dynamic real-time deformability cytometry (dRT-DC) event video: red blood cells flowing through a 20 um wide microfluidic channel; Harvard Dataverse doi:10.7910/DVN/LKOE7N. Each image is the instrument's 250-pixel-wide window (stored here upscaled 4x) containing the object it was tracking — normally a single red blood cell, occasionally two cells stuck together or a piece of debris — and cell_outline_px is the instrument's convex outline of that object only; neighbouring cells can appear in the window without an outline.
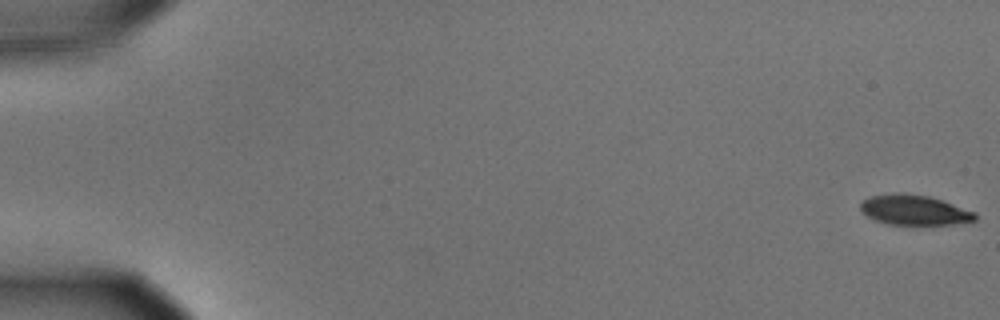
{"species": "common noctule bat (a hibernating species)", "species_latin": "Nyctalus noctula", "temperature_condition": "cold", "stored_images_in_passage": 58, "camera_frame_rate_fps": 3000, "um_per_image_px": 0.085, "animal": {"sex": "male", "body_mass_g": 15.6}, "frame": {"image": 1, "passage_image": 1, "time_ms": 0.0, "image_size_px": [1000, 320], "cell_outline_px": [[976, 220], [952, 224], [888, 224], [876, 220], [860, 212], [860, 204], [864, 200], [872, 196], [892, 192], [900, 192], [928, 196], [976, 212]], "centroid_in_image_um": [77.68, 17.84], "position_along_channel_um": 7.3, "area_um2": 19.88}}
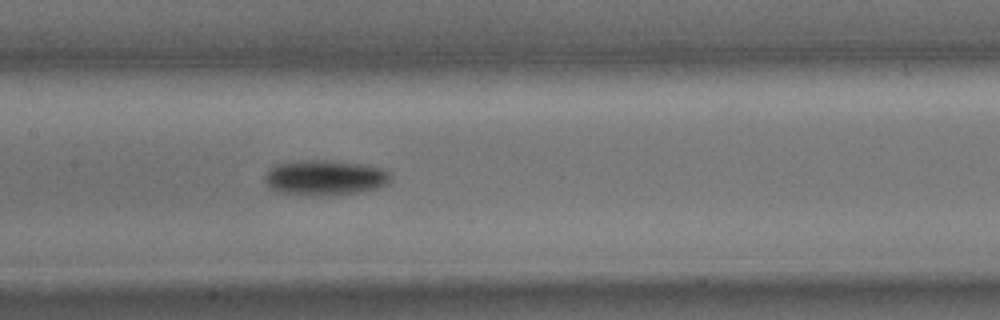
{"frame": {"image": 2, "passage_image": 29, "time_ms": 9.333, "image_size_px": [1000, 320], "cell_outline_px": [[392, 176], [388, 184], [380, 188], [332, 196], [304, 196], [280, 192], [272, 188], [264, 180], [264, 176], [268, 168], [276, 164], [300, 160], [332, 160], [380, 168], [388, 172]], "centroid_in_image_um": [27.59, 15.12], "position_along_channel_um": 179.8, "area_um2": 26.07}}
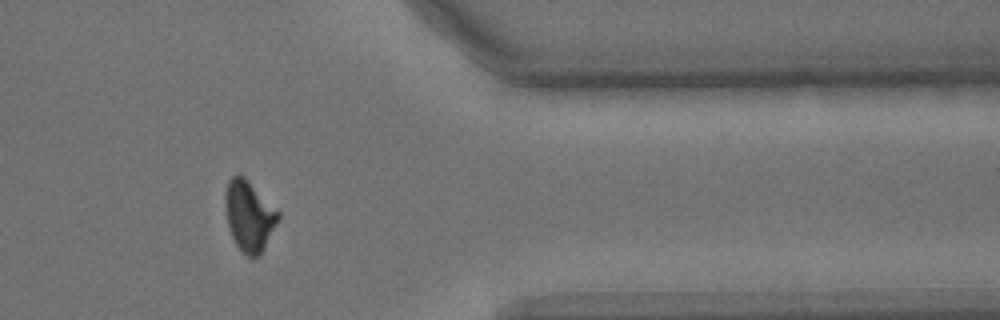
{"frame": {"image": 3, "passage_image": 48, "time_ms": 15.667, "image_size_px": [1000, 320], "cell_outline_px": [[280, 220], [260, 256], [248, 256], [236, 244], [232, 236], [228, 224], [224, 208], [224, 192], [228, 180], [236, 172], [244, 176], [280, 212]], "centroid_in_image_um": [21.18, 18.31], "position_along_channel_um": 390.2, "area_um2": 22.02}, "authors_computed_cell_mechanics": {"area_um2": 22.5131, "velocity_mm_per_s": 3.5535, "shape_relaxation_time_tau1_ms": 2.3231, "shape_relaxation_time_tau2_ms": null, "deformation_change_tau1": 0.111, "deformation_change_tau2": null}}